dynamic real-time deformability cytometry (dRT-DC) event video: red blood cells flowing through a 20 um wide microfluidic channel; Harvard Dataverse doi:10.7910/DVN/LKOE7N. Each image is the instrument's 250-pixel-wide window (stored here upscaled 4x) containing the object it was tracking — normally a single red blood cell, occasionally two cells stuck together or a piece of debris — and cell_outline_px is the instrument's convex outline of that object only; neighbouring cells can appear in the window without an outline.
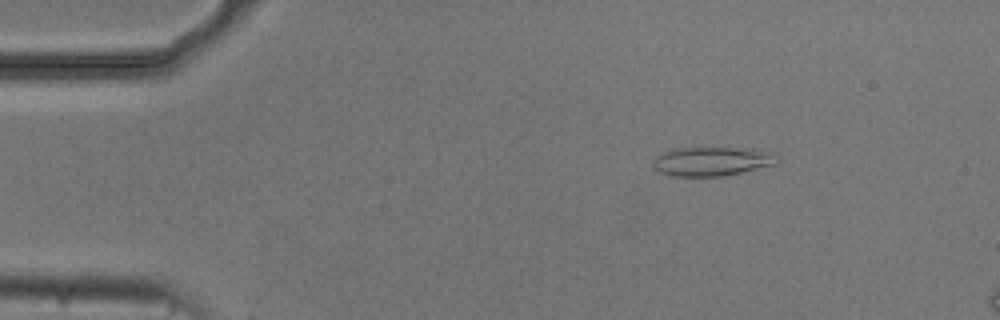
{"species": "common noctule bat (a hibernating species)", "species_latin": "Nyctalus noctula", "temperature_condition": "cold", "stored_images_in_passage": 51, "segment_of_instrument_passage": [1, 2], "camera_frame_rate_fps": 3000, "um_per_image_px": 0.085, "animal": {"sex": "male", "body_mass_g": 20.5, "forearm_length_mm": 52.5}, "frame": {"image": 1, "passage_image": 5, "time_ms": 1.333, "image_size_px": [1000, 320], "cell_outline_px": [[780, 160], [776, 164], [724, 176], [672, 176], [660, 172], [652, 164], [656, 156], [664, 152], [676, 148], [736, 148], [776, 152], [780, 156]], "centroid_in_image_um": [60.57, 13.71], "position_along_channel_um": 24.4, "area_um2": 20.98}}